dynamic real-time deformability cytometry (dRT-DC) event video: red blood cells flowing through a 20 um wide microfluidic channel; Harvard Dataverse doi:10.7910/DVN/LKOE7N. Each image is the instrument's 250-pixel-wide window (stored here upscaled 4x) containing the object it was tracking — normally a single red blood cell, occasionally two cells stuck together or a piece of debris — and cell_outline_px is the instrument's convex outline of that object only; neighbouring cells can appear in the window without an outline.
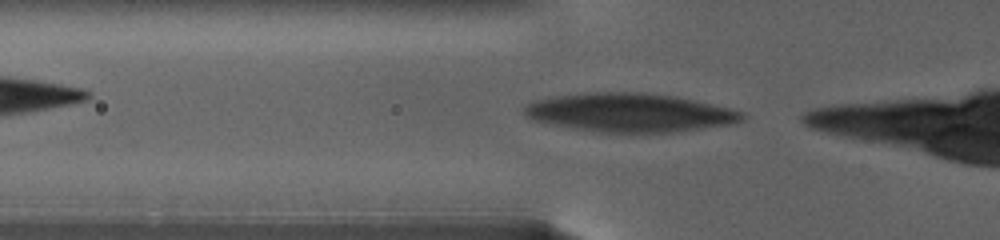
{"species": "human", "species_latin": "Homo sapiens", "temperature_condition": "warm", "stored_images_in_passage": 3, "camera_frame_rate_fps": 3000, "um_per_image_px": 0.085, "donor": {"sex": "female"}, "frame": {"image": 1, "passage_image": 2, "time_ms": 0.333, "image_size_px": [1000, 240], "cell_outline_px": [[748, 116], [744, 120], [736, 124], [676, 132], [600, 132], [572, 128], [532, 120], [524, 116], [524, 108], [532, 100], [588, 92], [640, 92], [676, 96], [728, 108], [744, 112]], "centroid_in_image_um": [53.58, 9.57], "position_along_channel_um": 72.2, "area_um2": 49.19}}